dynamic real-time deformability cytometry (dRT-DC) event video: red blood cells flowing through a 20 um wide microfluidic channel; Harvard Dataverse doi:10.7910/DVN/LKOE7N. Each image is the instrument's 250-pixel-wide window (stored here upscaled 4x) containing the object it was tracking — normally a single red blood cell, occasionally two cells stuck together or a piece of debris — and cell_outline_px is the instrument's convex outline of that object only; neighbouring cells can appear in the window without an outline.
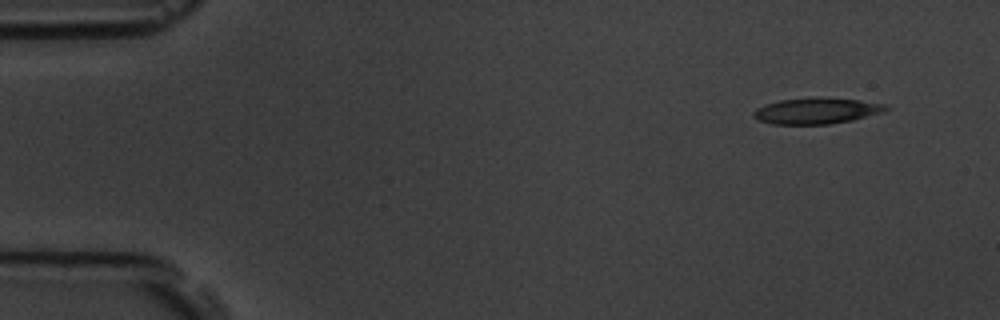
{"species": "common noctule bat (a hibernating species)", "species_latin": "Nyctalus noctula", "temperature_condition": "room temperature", "stored_images_in_passage": 5, "segment_of_instrument_passage": [1, 2], "camera_frame_rate_fps": 3000, "um_per_image_px": 0.085, "animal": {"sex": "male", "body_mass_g": 19.5, "forearm_length_mm": 54.6}, "frame": {"image": 1, "passage_image": 1, "time_ms": 0.0, "image_size_px": [1000, 320], "cell_outline_px": [[888, 108], [884, 112], [852, 120], [828, 124], [772, 124], [760, 120], [752, 116], [752, 112], [756, 108], [764, 104], [780, 100], [812, 96], [820, 96], [860, 100], [888, 104]], "centroid_in_image_um": [69.41, 9.4], "position_along_channel_um": 15.6, "area_um2": 20.46}}